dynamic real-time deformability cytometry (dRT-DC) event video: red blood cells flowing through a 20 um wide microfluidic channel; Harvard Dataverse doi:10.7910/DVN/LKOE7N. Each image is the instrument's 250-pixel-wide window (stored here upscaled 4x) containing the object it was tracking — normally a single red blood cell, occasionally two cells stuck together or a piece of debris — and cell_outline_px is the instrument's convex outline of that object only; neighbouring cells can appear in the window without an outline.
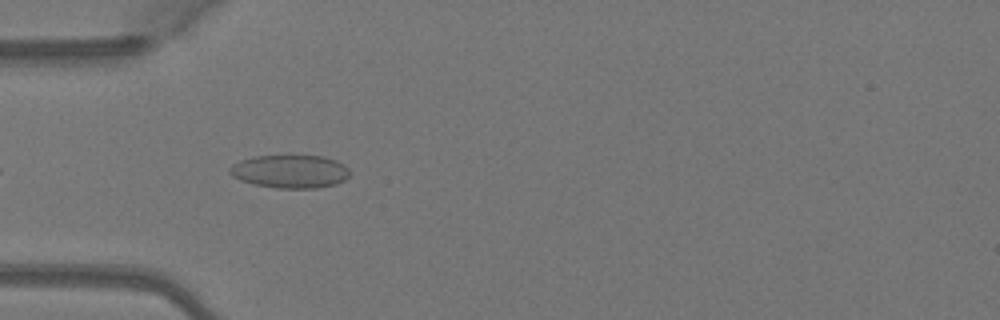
{"species": "Egyptian fruit bat (a non-hibernating species)", "species_latin": "Rousettus aegyptiacus", "temperature_condition": "warm", "stored_images_in_passage": 6, "camera_frame_rate_fps": 3000, "um_per_image_px": 0.085, "animal": {"sex": "female"}, "frame": {"image": 1, "passage_image": 3, "time_ms": 0.667, "image_size_px": [1000, 320], "cell_outline_px": [[348, 176], [344, 180], [336, 184], [316, 188], [276, 188], [252, 184], [240, 180], [232, 176], [228, 172], [228, 168], [232, 164], [240, 160], [252, 156], [324, 156], [336, 160], [344, 164], [348, 168]], "centroid_in_image_um": [24.62, 14.57], "position_along_channel_um": 60.4, "area_um2": 23.35}}
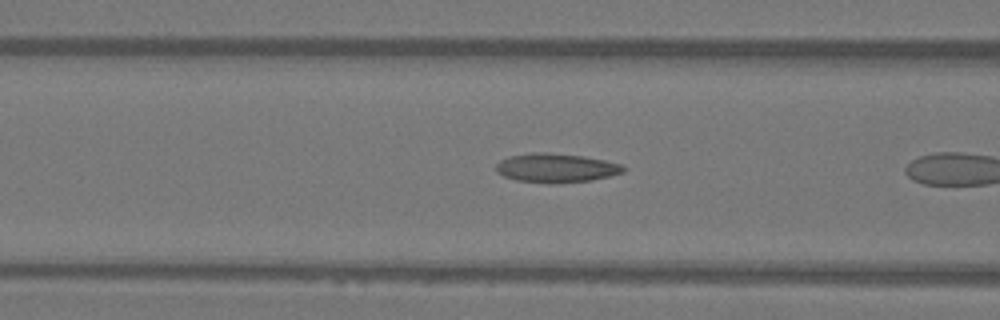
{"frame": {"image": 2, "passage_image": 5, "time_ms": 1.333, "image_size_px": [1000, 320], "cell_outline_px": [[628, 168], [624, 172], [592, 180], [556, 184], [548, 184], [516, 180], [504, 176], [496, 172], [496, 164], [500, 160], [508, 156], [532, 152], [548, 152], [584, 156], [604, 160], [620, 164]], "centroid_in_image_um": [47.25, 14.28], "position_along_channel_um": 119.3, "area_um2": 21.85}}